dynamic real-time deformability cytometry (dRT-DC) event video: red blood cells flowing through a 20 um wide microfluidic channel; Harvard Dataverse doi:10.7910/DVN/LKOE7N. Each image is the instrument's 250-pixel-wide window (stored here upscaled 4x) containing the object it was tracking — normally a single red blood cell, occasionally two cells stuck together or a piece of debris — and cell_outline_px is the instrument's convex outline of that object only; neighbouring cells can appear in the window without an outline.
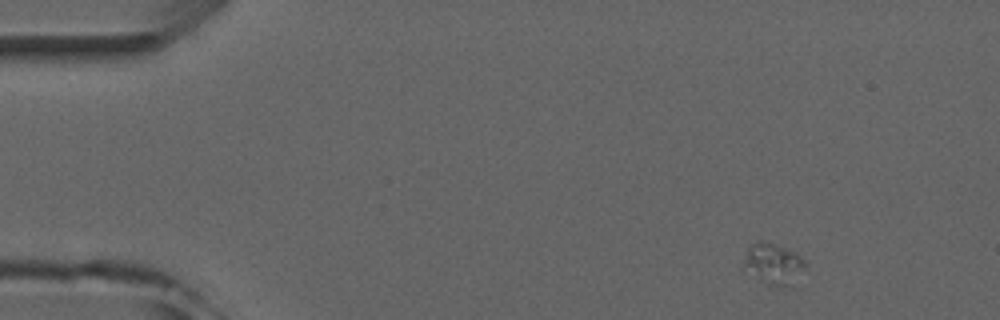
{"species": "common noctule bat (a hibernating species)", "species_latin": "Nyctalus noctula", "temperature_condition": "room temperature", "stored_images_in_passage": 4, "camera_frame_rate_fps": 3000, "um_per_image_px": 0.085, "animal": {"sex": "male", "forearm_length_mm": 52.5}, "frame": {"image": 1, "passage_image": 1, "time_ms": 0.0, "image_size_px": [1000, 320], "cell_outline_px": [[808, 264], [792, 288], [764, 284], [744, 264], [744, 260], [748, 248], [756, 240], [760, 240], [784, 248], [808, 260]], "centroid_in_image_um": [65.84, 22.46], "position_along_channel_um": 19.2, "area_um2": 14.62}}